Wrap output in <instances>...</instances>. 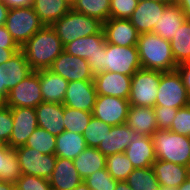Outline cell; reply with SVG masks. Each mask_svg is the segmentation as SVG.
<instances>
[{"instance_id":"603a6c76","label":"cell","mask_w":190,"mask_h":190,"mask_svg":"<svg viewBox=\"0 0 190 190\" xmlns=\"http://www.w3.org/2000/svg\"><path fill=\"white\" fill-rule=\"evenodd\" d=\"M186 20L187 17L184 15L183 10L174 2L167 5L161 13L160 19L155 24L152 33L170 41L174 37L176 29Z\"/></svg>"},{"instance_id":"f546056e","label":"cell","mask_w":190,"mask_h":190,"mask_svg":"<svg viewBox=\"0 0 190 190\" xmlns=\"http://www.w3.org/2000/svg\"><path fill=\"white\" fill-rule=\"evenodd\" d=\"M32 7L44 25H52L71 9L65 0H33Z\"/></svg>"},{"instance_id":"8992f818","label":"cell","mask_w":190,"mask_h":190,"mask_svg":"<svg viewBox=\"0 0 190 190\" xmlns=\"http://www.w3.org/2000/svg\"><path fill=\"white\" fill-rule=\"evenodd\" d=\"M160 79L161 71L137 70L131 78L130 106L154 107Z\"/></svg>"},{"instance_id":"e575fe53","label":"cell","mask_w":190,"mask_h":190,"mask_svg":"<svg viewBox=\"0 0 190 190\" xmlns=\"http://www.w3.org/2000/svg\"><path fill=\"white\" fill-rule=\"evenodd\" d=\"M106 169L116 181H126L135 168L123 152L106 156Z\"/></svg>"},{"instance_id":"f5cc1de1","label":"cell","mask_w":190,"mask_h":190,"mask_svg":"<svg viewBox=\"0 0 190 190\" xmlns=\"http://www.w3.org/2000/svg\"><path fill=\"white\" fill-rule=\"evenodd\" d=\"M176 3L183 10L186 17L190 16V0H176Z\"/></svg>"},{"instance_id":"5b68a950","label":"cell","mask_w":190,"mask_h":190,"mask_svg":"<svg viewBox=\"0 0 190 190\" xmlns=\"http://www.w3.org/2000/svg\"><path fill=\"white\" fill-rule=\"evenodd\" d=\"M5 26L15 42L21 47L45 25L32 6L9 8Z\"/></svg>"},{"instance_id":"e0dca14e","label":"cell","mask_w":190,"mask_h":190,"mask_svg":"<svg viewBox=\"0 0 190 190\" xmlns=\"http://www.w3.org/2000/svg\"><path fill=\"white\" fill-rule=\"evenodd\" d=\"M166 6L151 0H139L129 20L140 34L152 32Z\"/></svg>"},{"instance_id":"be15d7a7","label":"cell","mask_w":190,"mask_h":190,"mask_svg":"<svg viewBox=\"0 0 190 190\" xmlns=\"http://www.w3.org/2000/svg\"><path fill=\"white\" fill-rule=\"evenodd\" d=\"M13 190H20V189L14 185Z\"/></svg>"},{"instance_id":"b9f144b4","label":"cell","mask_w":190,"mask_h":190,"mask_svg":"<svg viewBox=\"0 0 190 190\" xmlns=\"http://www.w3.org/2000/svg\"><path fill=\"white\" fill-rule=\"evenodd\" d=\"M15 186L20 190H53L48 179L32 175H21Z\"/></svg>"},{"instance_id":"c3c4849f","label":"cell","mask_w":190,"mask_h":190,"mask_svg":"<svg viewBox=\"0 0 190 190\" xmlns=\"http://www.w3.org/2000/svg\"><path fill=\"white\" fill-rule=\"evenodd\" d=\"M0 46H19L7 31L5 25L0 26Z\"/></svg>"},{"instance_id":"7402d4cb","label":"cell","mask_w":190,"mask_h":190,"mask_svg":"<svg viewBox=\"0 0 190 190\" xmlns=\"http://www.w3.org/2000/svg\"><path fill=\"white\" fill-rule=\"evenodd\" d=\"M134 131L125 123L112 126L104 140L98 146V150L104 155H112L125 152L127 146L133 141Z\"/></svg>"},{"instance_id":"94428289","label":"cell","mask_w":190,"mask_h":190,"mask_svg":"<svg viewBox=\"0 0 190 190\" xmlns=\"http://www.w3.org/2000/svg\"><path fill=\"white\" fill-rule=\"evenodd\" d=\"M5 105V99L0 95V108Z\"/></svg>"},{"instance_id":"f1b7e54d","label":"cell","mask_w":190,"mask_h":190,"mask_svg":"<svg viewBox=\"0 0 190 190\" xmlns=\"http://www.w3.org/2000/svg\"><path fill=\"white\" fill-rule=\"evenodd\" d=\"M73 161L83 180L97 170L106 168V156L97 148L87 147Z\"/></svg>"},{"instance_id":"f907efd6","label":"cell","mask_w":190,"mask_h":190,"mask_svg":"<svg viewBox=\"0 0 190 190\" xmlns=\"http://www.w3.org/2000/svg\"><path fill=\"white\" fill-rule=\"evenodd\" d=\"M9 91L5 88L4 67L0 65V95L6 99Z\"/></svg>"},{"instance_id":"52a82bcc","label":"cell","mask_w":190,"mask_h":190,"mask_svg":"<svg viewBox=\"0 0 190 190\" xmlns=\"http://www.w3.org/2000/svg\"><path fill=\"white\" fill-rule=\"evenodd\" d=\"M190 105V97L177 70L161 72L155 106L180 109Z\"/></svg>"},{"instance_id":"11a10c76","label":"cell","mask_w":190,"mask_h":190,"mask_svg":"<svg viewBox=\"0 0 190 190\" xmlns=\"http://www.w3.org/2000/svg\"><path fill=\"white\" fill-rule=\"evenodd\" d=\"M14 184L0 180V190H13Z\"/></svg>"},{"instance_id":"9c48e42d","label":"cell","mask_w":190,"mask_h":190,"mask_svg":"<svg viewBox=\"0 0 190 190\" xmlns=\"http://www.w3.org/2000/svg\"><path fill=\"white\" fill-rule=\"evenodd\" d=\"M15 150L22 175L50 178L57 162L55 155H45L25 145Z\"/></svg>"},{"instance_id":"7a4b0ae2","label":"cell","mask_w":190,"mask_h":190,"mask_svg":"<svg viewBox=\"0 0 190 190\" xmlns=\"http://www.w3.org/2000/svg\"><path fill=\"white\" fill-rule=\"evenodd\" d=\"M136 46L143 69L161 72L176 70L177 64L169 40L152 32L142 33Z\"/></svg>"},{"instance_id":"4fadbf2b","label":"cell","mask_w":190,"mask_h":190,"mask_svg":"<svg viewBox=\"0 0 190 190\" xmlns=\"http://www.w3.org/2000/svg\"><path fill=\"white\" fill-rule=\"evenodd\" d=\"M13 117V129L7 145L10 148L24 146L38 127L35 108L32 107H16L11 108Z\"/></svg>"},{"instance_id":"44dd1931","label":"cell","mask_w":190,"mask_h":190,"mask_svg":"<svg viewBox=\"0 0 190 190\" xmlns=\"http://www.w3.org/2000/svg\"><path fill=\"white\" fill-rule=\"evenodd\" d=\"M39 83L44 102L63 104L68 81L49 69L39 70Z\"/></svg>"},{"instance_id":"bcb514c9","label":"cell","mask_w":190,"mask_h":190,"mask_svg":"<svg viewBox=\"0 0 190 190\" xmlns=\"http://www.w3.org/2000/svg\"><path fill=\"white\" fill-rule=\"evenodd\" d=\"M176 70L180 74L183 85L185 86L186 91L190 97V61L178 64Z\"/></svg>"},{"instance_id":"d6986e66","label":"cell","mask_w":190,"mask_h":190,"mask_svg":"<svg viewBox=\"0 0 190 190\" xmlns=\"http://www.w3.org/2000/svg\"><path fill=\"white\" fill-rule=\"evenodd\" d=\"M38 127L57 136L65 131L64 105L61 103L41 102L36 108Z\"/></svg>"},{"instance_id":"ffe728a7","label":"cell","mask_w":190,"mask_h":190,"mask_svg":"<svg viewBox=\"0 0 190 190\" xmlns=\"http://www.w3.org/2000/svg\"><path fill=\"white\" fill-rule=\"evenodd\" d=\"M48 180L53 190H72L83 181L75 168L74 161L67 158H57Z\"/></svg>"},{"instance_id":"ab89813d","label":"cell","mask_w":190,"mask_h":190,"mask_svg":"<svg viewBox=\"0 0 190 190\" xmlns=\"http://www.w3.org/2000/svg\"><path fill=\"white\" fill-rule=\"evenodd\" d=\"M139 0H110V18L129 19Z\"/></svg>"},{"instance_id":"680465c9","label":"cell","mask_w":190,"mask_h":190,"mask_svg":"<svg viewBox=\"0 0 190 190\" xmlns=\"http://www.w3.org/2000/svg\"><path fill=\"white\" fill-rule=\"evenodd\" d=\"M159 190H179V189L178 187H175V186L160 185Z\"/></svg>"},{"instance_id":"6f0895ef","label":"cell","mask_w":190,"mask_h":190,"mask_svg":"<svg viewBox=\"0 0 190 190\" xmlns=\"http://www.w3.org/2000/svg\"><path fill=\"white\" fill-rule=\"evenodd\" d=\"M72 190H91L84 181H82L79 185H77L74 189Z\"/></svg>"},{"instance_id":"d6a6232c","label":"cell","mask_w":190,"mask_h":190,"mask_svg":"<svg viewBox=\"0 0 190 190\" xmlns=\"http://www.w3.org/2000/svg\"><path fill=\"white\" fill-rule=\"evenodd\" d=\"M71 8L103 23L110 18V0H76Z\"/></svg>"},{"instance_id":"836d02e7","label":"cell","mask_w":190,"mask_h":190,"mask_svg":"<svg viewBox=\"0 0 190 190\" xmlns=\"http://www.w3.org/2000/svg\"><path fill=\"white\" fill-rule=\"evenodd\" d=\"M132 190H159L158 182L152 167L135 168L126 180Z\"/></svg>"},{"instance_id":"6da1fadb","label":"cell","mask_w":190,"mask_h":190,"mask_svg":"<svg viewBox=\"0 0 190 190\" xmlns=\"http://www.w3.org/2000/svg\"><path fill=\"white\" fill-rule=\"evenodd\" d=\"M33 71L49 69L55 58L64 51V45L51 25H45L21 46Z\"/></svg>"},{"instance_id":"484cf974","label":"cell","mask_w":190,"mask_h":190,"mask_svg":"<svg viewBox=\"0 0 190 190\" xmlns=\"http://www.w3.org/2000/svg\"><path fill=\"white\" fill-rule=\"evenodd\" d=\"M152 168L160 183L164 186L179 187L189 176V167L156 159Z\"/></svg>"},{"instance_id":"30bf717a","label":"cell","mask_w":190,"mask_h":190,"mask_svg":"<svg viewBox=\"0 0 190 190\" xmlns=\"http://www.w3.org/2000/svg\"><path fill=\"white\" fill-rule=\"evenodd\" d=\"M41 102H43V98L39 83V70L33 71L28 77L12 88L5 99V105L10 108H36Z\"/></svg>"},{"instance_id":"9f6ffc18","label":"cell","mask_w":190,"mask_h":190,"mask_svg":"<svg viewBox=\"0 0 190 190\" xmlns=\"http://www.w3.org/2000/svg\"><path fill=\"white\" fill-rule=\"evenodd\" d=\"M179 190H190V178L188 177L179 187Z\"/></svg>"},{"instance_id":"9a60e30c","label":"cell","mask_w":190,"mask_h":190,"mask_svg":"<svg viewBox=\"0 0 190 190\" xmlns=\"http://www.w3.org/2000/svg\"><path fill=\"white\" fill-rule=\"evenodd\" d=\"M131 78L121 73L104 71L94 76L97 95L129 99Z\"/></svg>"},{"instance_id":"681fc988","label":"cell","mask_w":190,"mask_h":190,"mask_svg":"<svg viewBox=\"0 0 190 190\" xmlns=\"http://www.w3.org/2000/svg\"><path fill=\"white\" fill-rule=\"evenodd\" d=\"M9 8L32 6L33 0H2Z\"/></svg>"},{"instance_id":"74e56055","label":"cell","mask_w":190,"mask_h":190,"mask_svg":"<svg viewBox=\"0 0 190 190\" xmlns=\"http://www.w3.org/2000/svg\"><path fill=\"white\" fill-rule=\"evenodd\" d=\"M111 128V125L92 116L83 133L87 147L98 148Z\"/></svg>"},{"instance_id":"7bdbcfd3","label":"cell","mask_w":190,"mask_h":190,"mask_svg":"<svg viewBox=\"0 0 190 190\" xmlns=\"http://www.w3.org/2000/svg\"><path fill=\"white\" fill-rule=\"evenodd\" d=\"M11 108L4 105L0 108V142L7 144L13 129Z\"/></svg>"},{"instance_id":"f35d334b","label":"cell","mask_w":190,"mask_h":190,"mask_svg":"<svg viewBox=\"0 0 190 190\" xmlns=\"http://www.w3.org/2000/svg\"><path fill=\"white\" fill-rule=\"evenodd\" d=\"M91 190H115L117 181L107 169L97 170L83 180Z\"/></svg>"},{"instance_id":"ac0fdd59","label":"cell","mask_w":190,"mask_h":190,"mask_svg":"<svg viewBox=\"0 0 190 190\" xmlns=\"http://www.w3.org/2000/svg\"><path fill=\"white\" fill-rule=\"evenodd\" d=\"M124 153L134 168L152 167L156 161L152 138L135 131L133 141L127 146Z\"/></svg>"},{"instance_id":"ee69618b","label":"cell","mask_w":190,"mask_h":190,"mask_svg":"<svg viewBox=\"0 0 190 190\" xmlns=\"http://www.w3.org/2000/svg\"><path fill=\"white\" fill-rule=\"evenodd\" d=\"M153 108L155 111L158 130H169L178 109L163 106H154Z\"/></svg>"},{"instance_id":"4316f807","label":"cell","mask_w":190,"mask_h":190,"mask_svg":"<svg viewBox=\"0 0 190 190\" xmlns=\"http://www.w3.org/2000/svg\"><path fill=\"white\" fill-rule=\"evenodd\" d=\"M3 67L5 88L8 91L33 72L21 49L12 55L11 58L3 64Z\"/></svg>"},{"instance_id":"7dc6e473","label":"cell","mask_w":190,"mask_h":190,"mask_svg":"<svg viewBox=\"0 0 190 190\" xmlns=\"http://www.w3.org/2000/svg\"><path fill=\"white\" fill-rule=\"evenodd\" d=\"M20 49V46H0V65H3Z\"/></svg>"},{"instance_id":"1f68e13d","label":"cell","mask_w":190,"mask_h":190,"mask_svg":"<svg viewBox=\"0 0 190 190\" xmlns=\"http://www.w3.org/2000/svg\"><path fill=\"white\" fill-rule=\"evenodd\" d=\"M176 64L190 61V23L186 20L170 40Z\"/></svg>"},{"instance_id":"7c38bea8","label":"cell","mask_w":190,"mask_h":190,"mask_svg":"<svg viewBox=\"0 0 190 190\" xmlns=\"http://www.w3.org/2000/svg\"><path fill=\"white\" fill-rule=\"evenodd\" d=\"M53 73L72 81H94V75L86 59L76 57L63 51L58 55L51 67Z\"/></svg>"},{"instance_id":"6125c7cd","label":"cell","mask_w":190,"mask_h":190,"mask_svg":"<svg viewBox=\"0 0 190 190\" xmlns=\"http://www.w3.org/2000/svg\"><path fill=\"white\" fill-rule=\"evenodd\" d=\"M71 7L75 3L76 0H65Z\"/></svg>"},{"instance_id":"8fae6325","label":"cell","mask_w":190,"mask_h":190,"mask_svg":"<svg viewBox=\"0 0 190 190\" xmlns=\"http://www.w3.org/2000/svg\"><path fill=\"white\" fill-rule=\"evenodd\" d=\"M129 108L127 99L97 95L92 116L111 126L122 125L126 123Z\"/></svg>"},{"instance_id":"91938a15","label":"cell","mask_w":190,"mask_h":190,"mask_svg":"<svg viewBox=\"0 0 190 190\" xmlns=\"http://www.w3.org/2000/svg\"><path fill=\"white\" fill-rule=\"evenodd\" d=\"M151 1L160 2V3L167 4V5L176 2V0H151Z\"/></svg>"},{"instance_id":"cb8c5ba5","label":"cell","mask_w":190,"mask_h":190,"mask_svg":"<svg viewBox=\"0 0 190 190\" xmlns=\"http://www.w3.org/2000/svg\"><path fill=\"white\" fill-rule=\"evenodd\" d=\"M126 124L133 131L150 137L158 130L153 107L130 106Z\"/></svg>"},{"instance_id":"8d00e7d4","label":"cell","mask_w":190,"mask_h":190,"mask_svg":"<svg viewBox=\"0 0 190 190\" xmlns=\"http://www.w3.org/2000/svg\"><path fill=\"white\" fill-rule=\"evenodd\" d=\"M91 118L92 112L64 106V128L67 131L83 135Z\"/></svg>"},{"instance_id":"2e32d148","label":"cell","mask_w":190,"mask_h":190,"mask_svg":"<svg viewBox=\"0 0 190 190\" xmlns=\"http://www.w3.org/2000/svg\"><path fill=\"white\" fill-rule=\"evenodd\" d=\"M106 43L117 46H136L140 33L129 19L109 18L103 23Z\"/></svg>"},{"instance_id":"db71d44e","label":"cell","mask_w":190,"mask_h":190,"mask_svg":"<svg viewBox=\"0 0 190 190\" xmlns=\"http://www.w3.org/2000/svg\"><path fill=\"white\" fill-rule=\"evenodd\" d=\"M115 190H132L126 181H117V186Z\"/></svg>"},{"instance_id":"3957f363","label":"cell","mask_w":190,"mask_h":190,"mask_svg":"<svg viewBox=\"0 0 190 190\" xmlns=\"http://www.w3.org/2000/svg\"><path fill=\"white\" fill-rule=\"evenodd\" d=\"M156 159L190 167L189 136L157 130L152 136Z\"/></svg>"},{"instance_id":"83f0119b","label":"cell","mask_w":190,"mask_h":190,"mask_svg":"<svg viewBox=\"0 0 190 190\" xmlns=\"http://www.w3.org/2000/svg\"><path fill=\"white\" fill-rule=\"evenodd\" d=\"M87 148L84 136L65 130L56 136L55 156L74 160Z\"/></svg>"},{"instance_id":"816d5d0a","label":"cell","mask_w":190,"mask_h":190,"mask_svg":"<svg viewBox=\"0 0 190 190\" xmlns=\"http://www.w3.org/2000/svg\"><path fill=\"white\" fill-rule=\"evenodd\" d=\"M9 7L4 3L0 2V26L5 25Z\"/></svg>"},{"instance_id":"f6af8a7d","label":"cell","mask_w":190,"mask_h":190,"mask_svg":"<svg viewBox=\"0 0 190 190\" xmlns=\"http://www.w3.org/2000/svg\"><path fill=\"white\" fill-rule=\"evenodd\" d=\"M106 51V43L105 47L93 57L87 59V62L90 66L92 74L96 76L97 74L103 73L105 71L104 65V52Z\"/></svg>"},{"instance_id":"4dcf8cb0","label":"cell","mask_w":190,"mask_h":190,"mask_svg":"<svg viewBox=\"0 0 190 190\" xmlns=\"http://www.w3.org/2000/svg\"><path fill=\"white\" fill-rule=\"evenodd\" d=\"M21 175L16 150L0 142V180L15 185Z\"/></svg>"},{"instance_id":"ba28073f","label":"cell","mask_w":190,"mask_h":190,"mask_svg":"<svg viewBox=\"0 0 190 190\" xmlns=\"http://www.w3.org/2000/svg\"><path fill=\"white\" fill-rule=\"evenodd\" d=\"M105 71L132 76L141 69L137 46H117L106 43L104 52Z\"/></svg>"},{"instance_id":"277c9868","label":"cell","mask_w":190,"mask_h":190,"mask_svg":"<svg viewBox=\"0 0 190 190\" xmlns=\"http://www.w3.org/2000/svg\"><path fill=\"white\" fill-rule=\"evenodd\" d=\"M51 26L65 46L75 39L98 34L103 29V22L71 8Z\"/></svg>"},{"instance_id":"5bb4252c","label":"cell","mask_w":190,"mask_h":190,"mask_svg":"<svg viewBox=\"0 0 190 190\" xmlns=\"http://www.w3.org/2000/svg\"><path fill=\"white\" fill-rule=\"evenodd\" d=\"M97 97L94 81L68 82L63 105L66 107L92 112Z\"/></svg>"},{"instance_id":"60d3db41","label":"cell","mask_w":190,"mask_h":190,"mask_svg":"<svg viewBox=\"0 0 190 190\" xmlns=\"http://www.w3.org/2000/svg\"><path fill=\"white\" fill-rule=\"evenodd\" d=\"M169 130L190 137V105L178 109Z\"/></svg>"},{"instance_id":"d4e9b609","label":"cell","mask_w":190,"mask_h":190,"mask_svg":"<svg viewBox=\"0 0 190 190\" xmlns=\"http://www.w3.org/2000/svg\"><path fill=\"white\" fill-rule=\"evenodd\" d=\"M106 39L103 29L98 34H92L86 37L75 39L64 46V51L73 56L83 59L98 54L105 47Z\"/></svg>"},{"instance_id":"d590c367","label":"cell","mask_w":190,"mask_h":190,"mask_svg":"<svg viewBox=\"0 0 190 190\" xmlns=\"http://www.w3.org/2000/svg\"><path fill=\"white\" fill-rule=\"evenodd\" d=\"M26 147L35 149L45 155H54L56 149V136L41 127H37L28 138Z\"/></svg>"}]
</instances>
